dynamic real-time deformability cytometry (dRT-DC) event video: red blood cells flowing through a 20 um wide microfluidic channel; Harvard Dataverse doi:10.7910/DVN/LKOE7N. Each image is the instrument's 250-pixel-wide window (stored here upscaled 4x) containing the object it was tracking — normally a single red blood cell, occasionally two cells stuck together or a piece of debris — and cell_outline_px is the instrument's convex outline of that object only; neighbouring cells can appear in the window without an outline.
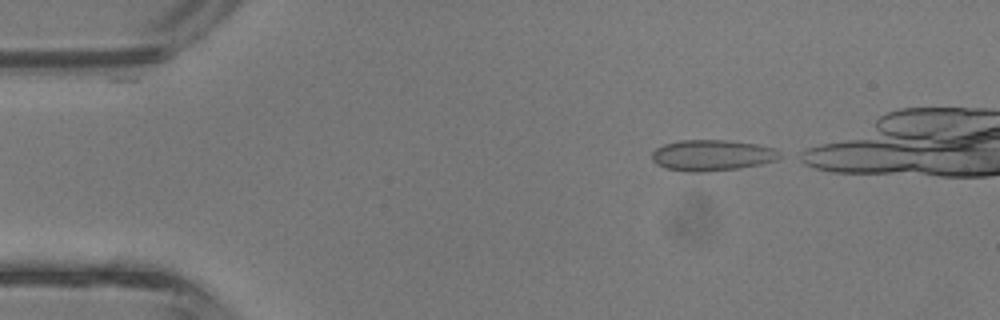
{"species": "common noctule bat (a hibernating species)", "species_latin": "Nyctalus noctula", "temperature_condition": "room temperature", "stored_images_in_passage": 29, "camera_frame_rate_fps": 3000, "um_per_image_px": 0.085, "animal": {"sex": "male", "body_mass_g": 13.3}, "frame": {"image": 1, "passage_image": 1, "time_ms": 0.0, "image_size_px": [1000, 320], "cell_outline_px": [[784, 156], [776, 160], [760, 164], [740, 168], [704, 172], [684, 172], [664, 168], [656, 164], [652, 160], [652, 152], [656, 148], [664, 144], [680, 140], [728, 140], [756, 144], [776, 148], [784, 152]], "centroid_in_image_um": [60.56, 13.2], "position_along_channel_um": 24.4, "area_um2": 23.52}}
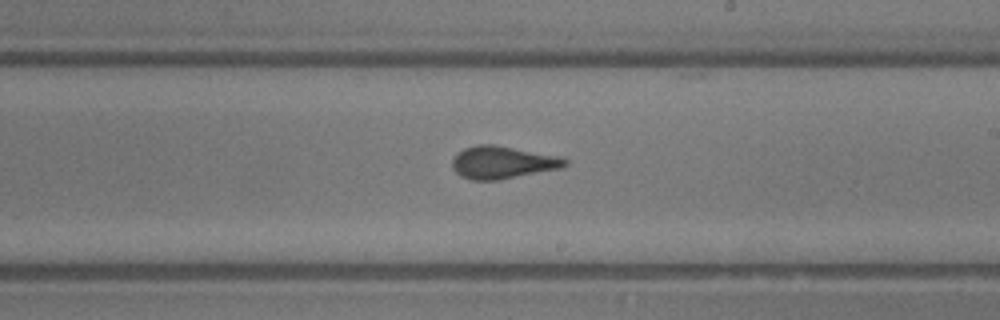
{"frame": {"image": 2, "passage_image": 19, "time_ms": 6.0, "image_size_px": [1000, 320], "cell_outline_px": [[568, 164], [560, 168], [500, 180], [472, 180], [460, 176], [452, 168], [452, 160], [464, 148], [480, 144], [492, 144], [556, 156], [568, 160]], "centroid_in_image_um": [42.68, 13.82], "position_along_channel_um": 246.3, "area_um2": 21.04}}
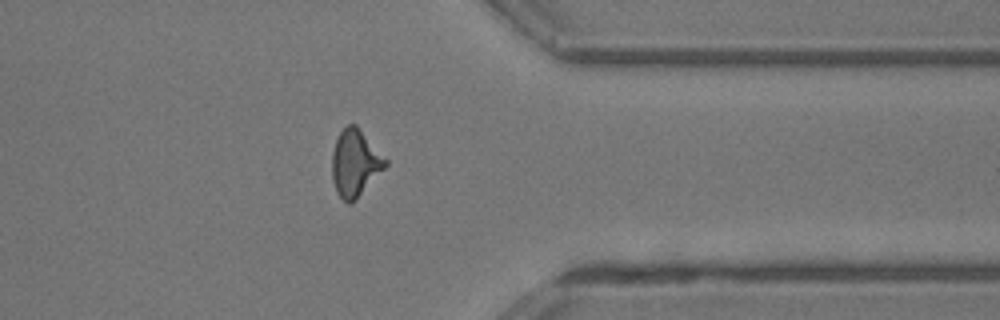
{"frame": {"image": 3, "passage_image": 28, "time_ms": 9.0, "image_size_px": [1000, 320], "cell_outline_px": [[388, 164], [356, 200], [352, 204], [348, 204], [336, 192], [332, 180], [332, 152], [336, 140], [340, 132], [348, 124], [356, 124], [388, 160]], "centroid_in_image_um": [30.18, 13.87], "position_along_channel_um": 381.2, "area_um2": 20.81}}